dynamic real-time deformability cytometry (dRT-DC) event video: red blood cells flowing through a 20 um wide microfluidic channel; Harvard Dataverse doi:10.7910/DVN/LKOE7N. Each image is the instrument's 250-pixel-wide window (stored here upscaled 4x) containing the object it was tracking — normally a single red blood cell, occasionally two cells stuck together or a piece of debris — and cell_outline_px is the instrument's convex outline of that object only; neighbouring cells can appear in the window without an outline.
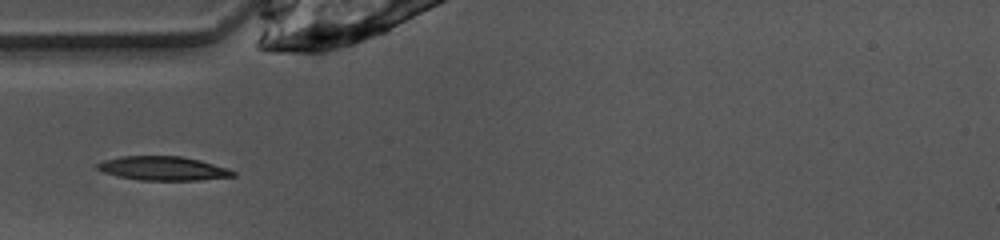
{"species": "common noctule bat (a hibernating species)", "species_latin": "Nyctalus noctula", "temperature_condition": "warm", "stored_images_in_passage": 34, "camera_frame_rate_fps": 3000, "um_per_image_px": 0.085, "animal": {"sex": "female", "body_mass_g": 10.0, "forearm_length_mm": 53.1}, "frame": {"image": 1, "passage_image": 1, "time_ms": 0.0, "image_size_px": [1000, 240], "cell_outline_px": [[236, 176], [200, 180], [140, 180], [120, 176], [104, 172], [96, 168], [96, 164], [104, 160], [120, 156], [180, 156], [200, 160], [228, 168], [236, 172]], "centroid_in_image_um": [13.89, 14.31], "position_along_channel_um": 71.1, "area_um2": 18.9}}
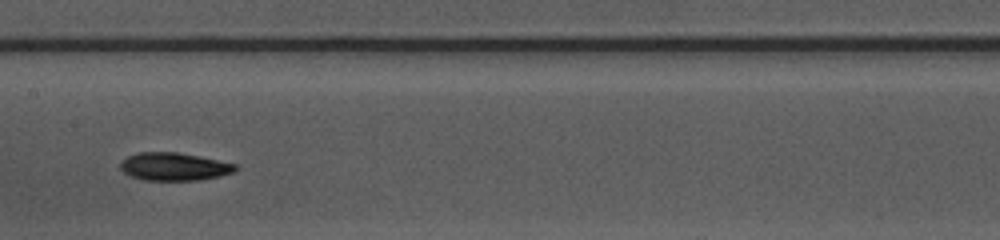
{"frame": {"image": 2, "passage_image": 10, "time_ms": 3.0, "image_size_px": [1000, 240], "cell_outline_px": [[240, 168], [232, 172], [220, 176], [200, 180], [144, 180], [132, 176], [124, 172], [120, 168], [120, 164], [128, 156], [140, 152], [176, 152], [200, 156], [236, 164]], "centroid_in_image_um": [14.83, 14.16], "position_along_channel_um": 192.6, "area_um2": 18.61}}
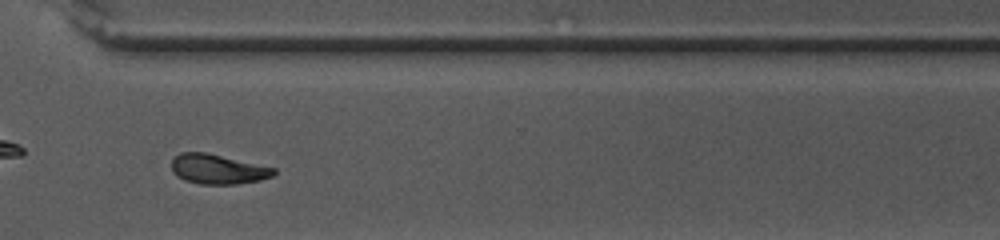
{"frame": {"image": 3, "passage_image": 22, "time_ms": 7.0, "image_size_px": [1000, 240], "cell_outline_px": [[276, 172], [272, 176], [260, 180], [236, 184], [200, 184], [184, 180], [172, 172], [172, 160], [180, 152], [204, 152], [276, 168]], "centroid_in_image_um": [18.5, 14.38], "position_along_channel_um": 352.1, "area_um2": 17.57}}